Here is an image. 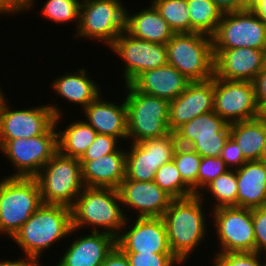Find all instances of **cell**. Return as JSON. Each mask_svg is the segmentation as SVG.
<instances>
[{
    "instance_id": "836d02e7",
    "label": "cell",
    "mask_w": 266,
    "mask_h": 266,
    "mask_svg": "<svg viewBox=\"0 0 266 266\" xmlns=\"http://www.w3.org/2000/svg\"><path fill=\"white\" fill-rule=\"evenodd\" d=\"M154 181L173 199L195 195L192 189L182 180L173 160L158 168Z\"/></svg>"
},
{
    "instance_id": "4dcf8cb0",
    "label": "cell",
    "mask_w": 266,
    "mask_h": 266,
    "mask_svg": "<svg viewBox=\"0 0 266 266\" xmlns=\"http://www.w3.org/2000/svg\"><path fill=\"white\" fill-rule=\"evenodd\" d=\"M191 32L212 37L222 18V11L212 0H187Z\"/></svg>"
},
{
    "instance_id": "8992f818",
    "label": "cell",
    "mask_w": 266,
    "mask_h": 266,
    "mask_svg": "<svg viewBox=\"0 0 266 266\" xmlns=\"http://www.w3.org/2000/svg\"><path fill=\"white\" fill-rule=\"evenodd\" d=\"M44 204L71 208L85 187L80 160L57 151L35 176Z\"/></svg>"
},
{
    "instance_id": "f6af8a7d",
    "label": "cell",
    "mask_w": 266,
    "mask_h": 266,
    "mask_svg": "<svg viewBox=\"0 0 266 266\" xmlns=\"http://www.w3.org/2000/svg\"><path fill=\"white\" fill-rule=\"evenodd\" d=\"M25 257V258H24ZM22 254L21 258L17 260L4 259L0 260V266H43L41 260L42 257L37 256H24Z\"/></svg>"
},
{
    "instance_id": "83f0119b",
    "label": "cell",
    "mask_w": 266,
    "mask_h": 266,
    "mask_svg": "<svg viewBox=\"0 0 266 266\" xmlns=\"http://www.w3.org/2000/svg\"><path fill=\"white\" fill-rule=\"evenodd\" d=\"M73 121L64 130H57L58 151L65 156L80 159L94 141L97 132L82 119Z\"/></svg>"
},
{
    "instance_id": "bcb514c9",
    "label": "cell",
    "mask_w": 266,
    "mask_h": 266,
    "mask_svg": "<svg viewBox=\"0 0 266 266\" xmlns=\"http://www.w3.org/2000/svg\"><path fill=\"white\" fill-rule=\"evenodd\" d=\"M222 13L243 10V0H212Z\"/></svg>"
},
{
    "instance_id": "7dc6e473",
    "label": "cell",
    "mask_w": 266,
    "mask_h": 266,
    "mask_svg": "<svg viewBox=\"0 0 266 266\" xmlns=\"http://www.w3.org/2000/svg\"><path fill=\"white\" fill-rule=\"evenodd\" d=\"M255 119L266 125V101H257V111Z\"/></svg>"
},
{
    "instance_id": "5b68a950",
    "label": "cell",
    "mask_w": 266,
    "mask_h": 266,
    "mask_svg": "<svg viewBox=\"0 0 266 266\" xmlns=\"http://www.w3.org/2000/svg\"><path fill=\"white\" fill-rule=\"evenodd\" d=\"M127 106V135L130 142L158 138L169 134V101L137 91L125 84Z\"/></svg>"
},
{
    "instance_id": "3957f363",
    "label": "cell",
    "mask_w": 266,
    "mask_h": 266,
    "mask_svg": "<svg viewBox=\"0 0 266 266\" xmlns=\"http://www.w3.org/2000/svg\"><path fill=\"white\" fill-rule=\"evenodd\" d=\"M75 232L71 208L42 203L11 239L22 249L24 256L41 257L51 246Z\"/></svg>"
},
{
    "instance_id": "277c9868",
    "label": "cell",
    "mask_w": 266,
    "mask_h": 266,
    "mask_svg": "<svg viewBox=\"0 0 266 266\" xmlns=\"http://www.w3.org/2000/svg\"><path fill=\"white\" fill-rule=\"evenodd\" d=\"M41 205L35 177H1L0 234L10 240Z\"/></svg>"
},
{
    "instance_id": "60d3db41",
    "label": "cell",
    "mask_w": 266,
    "mask_h": 266,
    "mask_svg": "<svg viewBox=\"0 0 266 266\" xmlns=\"http://www.w3.org/2000/svg\"><path fill=\"white\" fill-rule=\"evenodd\" d=\"M220 157L229 169L234 170L240 168L245 162H247L239 145L231 137L226 141Z\"/></svg>"
},
{
    "instance_id": "ab89813d",
    "label": "cell",
    "mask_w": 266,
    "mask_h": 266,
    "mask_svg": "<svg viewBox=\"0 0 266 266\" xmlns=\"http://www.w3.org/2000/svg\"><path fill=\"white\" fill-rule=\"evenodd\" d=\"M255 252L266 255V206L252 209Z\"/></svg>"
},
{
    "instance_id": "d4e9b609",
    "label": "cell",
    "mask_w": 266,
    "mask_h": 266,
    "mask_svg": "<svg viewBox=\"0 0 266 266\" xmlns=\"http://www.w3.org/2000/svg\"><path fill=\"white\" fill-rule=\"evenodd\" d=\"M235 170L237 207L254 209L266 206V163L247 161Z\"/></svg>"
},
{
    "instance_id": "e0dca14e",
    "label": "cell",
    "mask_w": 266,
    "mask_h": 266,
    "mask_svg": "<svg viewBox=\"0 0 266 266\" xmlns=\"http://www.w3.org/2000/svg\"><path fill=\"white\" fill-rule=\"evenodd\" d=\"M228 124L255 119L257 101L252 82L229 81L214 75V110Z\"/></svg>"
},
{
    "instance_id": "681fc988",
    "label": "cell",
    "mask_w": 266,
    "mask_h": 266,
    "mask_svg": "<svg viewBox=\"0 0 266 266\" xmlns=\"http://www.w3.org/2000/svg\"><path fill=\"white\" fill-rule=\"evenodd\" d=\"M263 0H243V10H253Z\"/></svg>"
},
{
    "instance_id": "7c38bea8",
    "label": "cell",
    "mask_w": 266,
    "mask_h": 266,
    "mask_svg": "<svg viewBox=\"0 0 266 266\" xmlns=\"http://www.w3.org/2000/svg\"><path fill=\"white\" fill-rule=\"evenodd\" d=\"M213 49L255 48L266 50V23L252 10L223 13L215 34Z\"/></svg>"
},
{
    "instance_id": "ffe728a7",
    "label": "cell",
    "mask_w": 266,
    "mask_h": 266,
    "mask_svg": "<svg viewBox=\"0 0 266 266\" xmlns=\"http://www.w3.org/2000/svg\"><path fill=\"white\" fill-rule=\"evenodd\" d=\"M213 110L214 76L207 81L190 82L178 97L169 101V130L174 132L182 124Z\"/></svg>"
},
{
    "instance_id": "7a4b0ae2",
    "label": "cell",
    "mask_w": 266,
    "mask_h": 266,
    "mask_svg": "<svg viewBox=\"0 0 266 266\" xmlns=\"http://www.w3.org/2000/svg\"><path fill=\"white\" fill-rule=\"evenodd\" d=\"M123 208L118 189L84 187L71 207L72 228L82 231L88 227L91 232L117 238L128 218Z\"/></svg>"
},
{
    "instance_id": "74e56055",
    "label": "cell",
    "mask_w": 266,
    "mask_h": 266,
    "mask_svg": "<svg viewBox=\"0 0 266 266\" xmlns=\"http://www.w3.org/2000/svg\"><path fill=\"white\" fill-rule=\"evenodd\" d=\"M130 266H183L172 253H125Z\"/></svg>"
},
{
    "instance_id": "ee69618b",
    "label": "cell",
    "mask_w": 266,
    "mask_h": 266,
    "mask_svg": "<svg viewBox=\"0 0 266 266\" xmlns=\"http://www.w3.org/2000/svg\"><path fill=\"white\" fill-rule=\"evenodd\" d=\"M256 101H266V66L252 81Z\"/></svg>"
},
{
    "instance_id": "44dd1931",
    "label": "cell",
    "mask_w": 266,
    "mask_h": 266,
    "mask_svg": "<svg viewBox=\"0 0 266 266\" xmlns=\"http://www.w3.org/2000/svg\"><path fill=\"white\" fill-rule=\"evenodd\" d=\"M87 234L79 237L75 235L74 241H68L70 244L60 256L56 266H101L103 264L106 256L116 246V238L103 232Z\"/></svg>"
},
{
    "instance_id": "e575fe53",
    "label": "cell",
    "mask_w": 266,
    "mask_h": 266,
    "mask_svg": "<svg viewBox=\"0 0 266 266\" xmlns=\"http://www.w3.org/2000/svg\"><path fill=\"white\" fill-rule=\"evenodd\" d=\"M202 157L190 147L178 145L172 160L182 180L197 194V177Z\"/></svg>"
},
{
    "instance_id": "ba28073f",
    "label": "cell",
    "mask_w": 266,
    "mask_h": 266,
    "mask_svg": "<svg viewBox=\"0 0 266 266\" xmlns=\"http://www.w3.org/2000/svg\"><path fill=\"white\" fill-rule=\"evenodd\" d=\"M121 0H82L73 37L94 39L110 47L125 30L126 6ZM105 43V44H104Z\"/></svg>"
},
{
    "instance_id": "7402d4cb",
    "label": "cell",
    "mask_w": 266,
    "mask_h": 266,
    "mask_svg": "<svg viewBox=\"0 0 266 266\" xmlns=\"http://www.w3.org/2000/svg\"><path fill=\"white\" fill-rule=\"evenodd\" d=\"M82 111L85 121L97 134L110 135L127 142V106L124 98L122 102L114 103L99 94Z\"/></svg>"
},
{
    "instance_id": "5bb4252c",
    "label": "cell",
    "mask_w": 266,
    "mask_h": 266,
    "mask_svg": "<svg viewBox=\"0 0 266 266\" xmlns=\"http://www.w3.org/2000/svg\"><path fill=\"white\" fill-rule=\"evenodd\" d=\"M122 61L124 85L131 84L140 74L166 65V45L136 38L124 30L108 48Z\"/></svg>"
},
{
    "instance_id": "cb8c5ba5",
    "label": "cell",
    "mask_w": 266,
    "mask_h": 266,
    "mask_svg": "<svg viewBox=\"0 0 266 266\" xmlns=\"http://www.w3.org/2000/svg\"><path fill=\"white\" fill-rule=\"evenodd\" d=\"M191 81L170 64L147 70L140 74L131 85L139 92L174 100Z\"/></svg>"
},
{
    "instance_id": "f35d334b",
    "label": "cell",
    "mask_w": 266,
    "mask_h": 266,
    "mask_svg": "<svg viewBox=\"0 0 266 266\" xmlns=\"http://www.w3.org/2000/svg\"><path fill=\"white\" fill-rule=\"evenodd\" d=\"M121 140L110 135L97 134L94 141L87 148L79 160H94L102 156L117 152L121 147ZM119 143V145H118Z\"/></svg>"
},
{
    "instance_id": "6da1fadb",
    "label": "cell",
    "mask_w": 266,
    "mask_h": 266,
    "mask_svg": "<svg viewBox=\"0 0 266 266\" xmlns=\"http://www.w3.org/2000/svg\"><path fill=\"white\" fill-rule=\"evenodd\" d=\"M203 204L205 202L197 194L173 199L162 216L167 228L169 248L183 265L187 263L191 254H194V250H200L203 241L208 239L206 236L209 235V223L204 213L207 208L204 209Z\"/></svg>"
},
{
    "instance_id": "c3c4849f",
    "label": "cell",
    "mask_w": 266,
    "mask_h": 266,
    "mask_svg": "<svg viewBox=\"0 0 266 266\" xmlns=\"http://www.w3.org/2000/svg\"><path fill=\"white\" fill-rule=\"evenodd\" d=\"M263 22L266 23V0H263L252 10Z\"/></svg>"
},
{
    "instance_id": "1f68e13d",
    "label": "cell",
    "mask_w": 266,
    "mask_h": 266,
    "mask_svg": "<svg viewBox=\"0 0 266 266\" xmlns=\"http://www.w3.org/2000/svg\"><path fill=\"white\" fill-rule=\"evenodd\" d=\"M174 33H191L187 0H151Z\"/></svg>"
},
{
    "instance_id": "9c48e42d",
    "label": "cell",
    "mask_w": 266,
    "mask_h": 266,
    "mask_svg": "<svg viewBox=\"0 0 266 266\" xmlns=\"http://www.w3.org/2000/svg\"><path fill=\"white\" fill-rule=\"evenodd\" d=\"M0 98V140L30 138L46 133L54 124L62 122L61 107L55 103H46L31 108L12 109L8 97Z\"/></svg>"
},
{
    "instance_id": "f546056e",
    "label": "cell",
    "mask_w": 266,
    "mask_h": 266,
    "mask_svg": "<svg viewBox=\"0 0 266 266\" xmlns=\"http://www.w3.org/2000/svg\"><path fill=\"white\" fill-rule=\"evenodd\" d=\"M237 192L236 170L229 169L224 174H221L211 181L198 195L207 205L209 203H207V196L205 195H210L212 198L214 197L212 199L214 202H211L212 209L210 208V210H214L219 207H237Z\"/></svg>"
},
{
    "instance_id": "7bdbcfd3",
    "label": "cell",
    "mask_w": 266,
    "mask_h": 266,
    "mask_svg": "<svg viewBox=\"0 0 266 266\" xmlns=\"http://www.w3.org/2000/svg\"><path fill=\"white\" fill-rule=\"evenodd\" d=\"M101 266H130V263L125 253L115 246Z\"/></svg>"
},
{
    "instance_id": "603a6c76",
    "label": "cell",
    "mask_w": 266,
    "mask_h": 266,
    "mask_svg": "<svg viewBox=\"0 0 266 266\" xmlns=\"http://www.w3.org/2000/svg\"><path fill=\"white\" fill-rule=\"evenodd\" d=\"M126 148L94 160H80L85 187L118 189L126 177Z\"/></svg>"
},
{
    "instance_id": "816d5d0a",
    "label": "cell",
    "mask_w": 266,
    "mask_h": 266,
    "mask_svg": "<svg viewBox=\"0 0 266 266\" xmlns=\"http://www.w3.org/2000/svg\"><path fill=\"white\" fill-rule=\"evenodd\" d=\"M2 90L3 89H1V86H0V98L5 94V92L3 93Z\"/></svg>"
},
{
    "instance_id": "8fae6325",
    "label": "cell",
    "mask_w": 266,
    "mask_h": 266,
    "mask_svg": "<svg viewBox=\"0 0 266 266\" xmlns=\"http://www.w3.org/2000/svg\"><path fill=\"white\" fill-rule=\"evenodd\" d=\"M212 213H211V212ZM210 212V213H209ZM211 214L218 240L217 253L255 252V232L252 209L236 206L219 207L205 212ZM213 215V216H212Z\"/></svg>"
},
{
    "instance_id": "52a82bcc",
    "label": "cell",
    "mask_w": 266,
    "mask_h": 266,
    "mask_svg": "<svg viewBox=\"0 0 266 266\" xmlns=\"http://www.w3.org/2000/svg\"><path fill=\"white\" fill-rule=\"evenodd\" d=\"M165 45L168 64L191 82L214 76L212 37L196 32L175 33Z\"/></svg>"
},
{
    "instance_id": "f907efd6",
    "label": "cell",
    "mask_w": 266,
    "mask_h": 266,
    "mask_svg": "<svg viewBox=\"0 0 266 266\" xmlns=\"http://www.w3.org/2000/svg\"><path fill=\"white\" fill-rule=\"evenodd\" d=\"M259 161H262V162L266 163V141H265V143L263 145Z\"/></svg>"
},
{
    "instance_id": "8d00e7d4",
    "label": "cell",
    "mask_w": 266,
    "mask_h": 266,
    "mask_svg": "<svg viewBox=\"0 0 266 266\" xmlns=\"http://www.w3.org/2000/svg\"><path fill=\"white\" fill-rule=\"evenodd\" d=\"M229 168L221 157H203L197 177V195L215 178L224 174Z\"/></svg>"
},
{
    "instance_id": "d590c367",
    "label": "cell",
    "mask_w": 266,
    "mask_h": 266,
    "mask_svg": "<svg viewBox=\"0 0 266 266\" xmlns=\"http://www.w3.org/2000/svg\"><path fill=\"white\" fill-rule=\"evenodd\" d=\"M213 253L212 266H264L266 260V255L257 252Z\"/></svg>"
},
{
    "instance_id": "f1b7e54d",
    "label": "cell",
    "mask_w": 266,
    "mask_h": 266,
    "mask_svg": "<svg viewBox=\"0 0 266 266\" xmlns=\"http://www.w3.org/2000/svg\"><path fill=\"white\" fill-rule=\"evenodd\" d=\"M230 137L247 161L259 160L266 141V125L256 119L230 124Z\"/></svg>"
},
{
    "instance_id": "ac0fdd59",
    "label": "cell",
    "mask_w": 266,
    "mask_h": 266,
    "mask_svg": "<svg viewBox=\"0 0 266 266\" xmlns=\"http://www.w3.org/2000/svg\"><path fill=\"white\" fill-rule=\"evenodd\" d=\"M118 191L122 206L130 213L133 209L131 214L136 212V218L162 217L173 200L154 180L136 181L125 177Z\"/></svg>"
},
{
    "instance_id": "4fadbf2b",
    "label": "cell",
    "mask_w": 266,
    "mask_h": 266,
    "mask_svg": "<svg viewBox=\"0 0 266 266\" xmlns=\"http://www.w3.org/2000/svg\"><path fill=\"white\" fill-rule=\"evenodd\" d=\"M178 145L203 157H219L230 137V124L214 111L201 114L174 131Z\"/></svg>"
},
{
    "instance_id": "2e32d148",
    "label": "cell",
    "mask_w": 266,
    "mask_h": 266,
    "mask_svg": "<svg viewBox=\"0 0 266 266\" xmlns=\"http://www.w3.org/2000/svg\"><path fill=\"white\" fill-rule=\"evenodd\" d=\"M128 218L116 238V246L122 252L172 253L168 245L167 228L162 217L135 218L133 216L135 220H132L130 216Z\"/></svg>"
},
{
    "instance_id": "4316f807",
    "label": "cell",
    "mask_w": 266,
    "mask_h": 266,
    "mask_svg": "<svg viewBox=\"0 0 266 266\" xmlns=\"http://www.w3.org/2000/svg\"><path fill=\"white\" fill-rule=\"evenodd\" d=\"M86 68H79L76 72H66L62 76L56 77L50 87L59 97L71 102L72 106L80 105L83 110L91 103L99 94H101V85L93 80L88 74Z\"/></svg>"
},
{
    "instance_id": "484cf974",
    "label": "cell",
    "mask_w": 266,
    "mask_h": 266,
    "mask_svg": "<svg viewBox=\"0 0 266 266\" xmlns=\"http://www.w3.org/2000/svg\"><path fill=\"white\" fill-rule=\"evenodd\" d=\"M130 12L126 7L125 30L136 38L165 45L175 34L151 3L140 11Z\"/></svg>"
},
{
    "instance_id": "30bf717a",
    "label": "cell",
    "mask_w": 266,
    "mask_h": 266,
    "mask_svg": "<svg viewBox=\"0 0 266 266\" xmlns=\"http://www.w3.org/2000/svg\"><path fill=\"white\" fill-rule=\"evenodd\" d=\"M57 129L54 124L39 136L0 140V152L15 171L8 177H35L58 151Z\"/></svg>"
},
{
    "instance_id": "d6986e66",
    "label": "cell",
    "mask_w": 266,
    "mask_h": 266,
    "mask_svg": "<svg viewBox=\"0 0 266 266\" xmlns=\"http://www.w3.org/2000/svg\"><path fill=\"white\" fill-rule=\"evenodd\" d=\"M213 52L214 75L224 80L252 82L266 66V50L242 47Z\"/></svg>"
},
{
    "instance_id": "b9f144b4",
    "label": "cell",
    "mask_w": 266,
    "mask_h": 266,
    "mask_svg": "<svg viewBox=\"0 0 266 266\" xmlns=\"http://www.w3.org/2000/svg\"><path fill=\"white\" fill-rule=\"evenodd\" d=\"M37 0H0V15H19L32 10Z\"/></svg>"
},
{
    "instance_id": "9a60e30c",
    "label": "cell",
    "mask_w": 266,
    "mask_h": 266,
    "mask_svg": "<svg viewBox=\"0 0 266 266\" xmlns=\"http://www.w3.org/2000/svg\"><path fill=\"white\" fill-rule=\"evenodd\" d=\"M128 144L130 146L126 144V177L136 181H153L158 168L172 160L178 146L174 132Z\"/></svg>"
},
{
    "instance_id": "d6a6232c",
    "label": "cell",
    "mask_w": 266,
    "mask_h": 266,
    "mask_svg": "<svg viewBox=\"0 0 266 266\" xmlns=\"http://www.w3.org/2000/svg\"><path fill=\"white\" fill-rule=\"evenodd\" d=\"M82 0H46L40 9V15L54 24L73 22L79 25L80 4ZM76 22V23H75Z\"/></svg>"
}]
</instances>
